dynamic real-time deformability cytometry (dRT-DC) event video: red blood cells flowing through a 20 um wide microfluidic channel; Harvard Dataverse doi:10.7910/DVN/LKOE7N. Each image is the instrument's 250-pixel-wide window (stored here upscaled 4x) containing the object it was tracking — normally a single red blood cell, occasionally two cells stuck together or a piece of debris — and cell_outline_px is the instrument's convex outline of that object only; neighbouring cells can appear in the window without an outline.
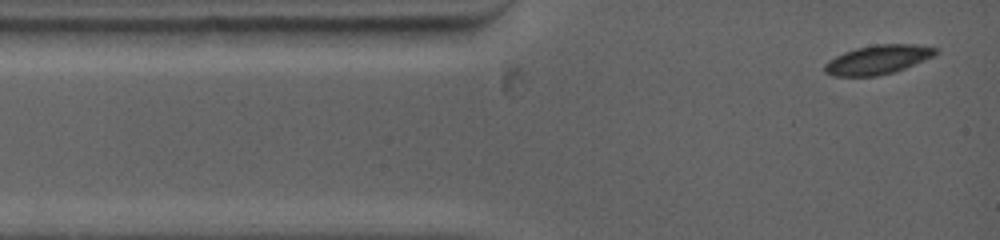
{"species": "common noctule bat (a hibernating species)", "species_latin": "Nyctalus noctula", "temperature_condition": "warm", "stored_images_in_passage": 73, "camera_frame_rate_fps": 5000, "um_per_image_px": 0.085, "animal": {"sex": "female", "body_mass_g": 19.0, "forearm_length_mm": 53.3}, "frame": {"image": 1, "passage_image": 1, "time_ms": 0.0, "image_size_px": [1000, 240], "cell_outline_px": [[940, 52], [924, 60], [896, 72], [876, 76], [832, 76], [824, 72], [824, 64], [828, 60], [844, 52], [856, 48], [876, 44], [916, 44], [936, 48]], "centroid_in_image_um": [74.6, 5.07], "position_along_channel_um": 10.4, "area_um2": 18.9}}
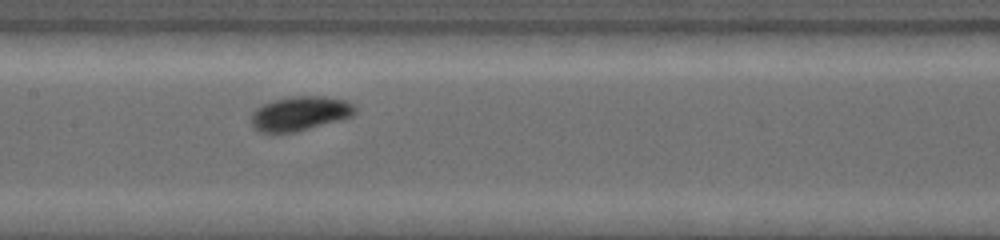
{"frame": {"image": 2, "passage_image": 27, "time_ms": 5.4, "image_size_px": [1000, 240], "cell_outline_px": [[356, 112], [352, 116], [340, 120], [296, 132], [260, 132], [252, 128], [252, 112], [256, 108], [272, 100], [292, 96], [324, 96], [344, 100], [352, 104], [356, 108]], "centroid_in_image_um": [25.49, 9.65], "position_along_channel_um": 181.9, "area_um2": 20.75}}
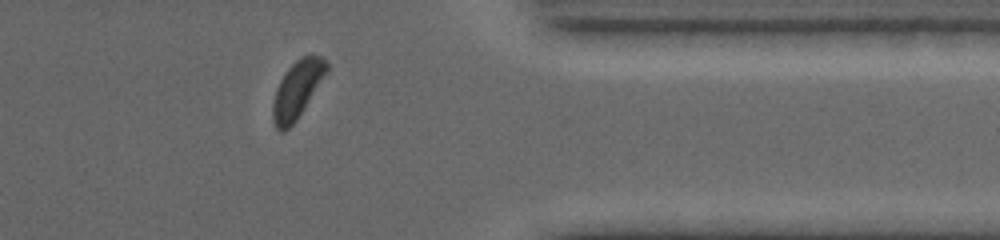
{"frame": {"image": 3, "passage_image": 64, "time_ms": 11.0, "image_size_px": [1000, 240], "cell_outline_px": [[328, 68], [296, 120], [284, 132], [280, 132], [276, 128], [272, 120], [272, 104], [276, 88], [280, 80], [288, 68], [300, 56], [308, 52], [320, 56], [328, 64]], "centroid_in_image_um": [25.21, 7.58], "position_along_channel_um": 386.2, "area_um2": 17.69}, "authors_computed_cell_mechanics": {"area_um2": 19.3052, "velocity_mm_per_s": 3.8887, "shape_relaxation_time_tau1_ms": 2.4496, "shape_relaxation_time_tau2_ms": null, "deformation_change_tau1": 0.1048, "deformation_change_tau2": null}}